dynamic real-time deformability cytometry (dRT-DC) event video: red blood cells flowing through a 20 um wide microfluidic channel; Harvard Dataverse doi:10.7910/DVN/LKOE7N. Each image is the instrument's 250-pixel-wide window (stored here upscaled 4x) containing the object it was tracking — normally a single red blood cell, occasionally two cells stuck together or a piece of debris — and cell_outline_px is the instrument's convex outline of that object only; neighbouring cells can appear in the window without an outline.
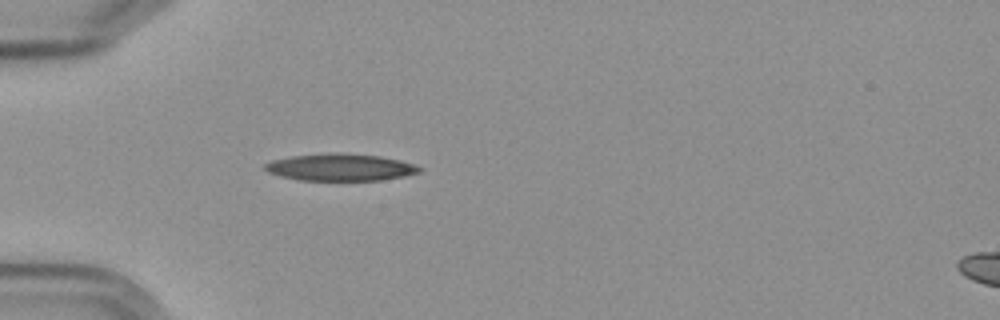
{"species": "Egyptian fruit bat (a non-hibernating species)", "species_latin": "Rousettus aegyptiacus", "temperature_condition": "cold", "stored_images_in_passage": 1, "camera_frame_rate_fps": 3000, "um_per_image_px": 0.085, "frame": {"image": 1, "passage_image": 1, "time_ms": 0.0, "image_size_px": [1000, 320], "cell_outline_px": [[420, 172], [404, 176], [380, 180], [300, 180], [280, 176], [268, 172], [264, 168], [264, 164], [272, 160], [292, 156], [336, 152], [340, 152], [380, 156], [400, 160], [416, 164], [420, 168]], "centroid_in_image_um": [28.93, 14.21], "position_along_channel_um": 56.1, "area_um2": 24.33}}